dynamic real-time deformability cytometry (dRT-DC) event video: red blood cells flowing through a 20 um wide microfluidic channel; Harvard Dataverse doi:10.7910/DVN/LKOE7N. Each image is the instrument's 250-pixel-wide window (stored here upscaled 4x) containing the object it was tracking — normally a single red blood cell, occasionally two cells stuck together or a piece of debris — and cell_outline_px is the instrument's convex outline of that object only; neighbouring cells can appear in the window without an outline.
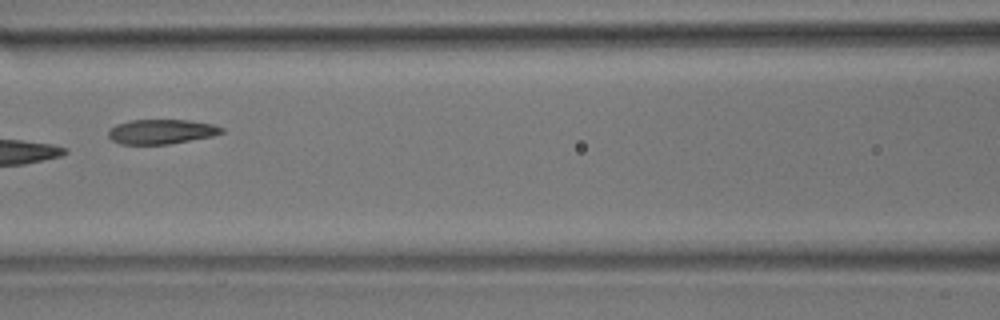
{"species": "common noctule bat (a hibernating species)", "species_latin": "Nyctalus noctula", "temperature_condition": "room temperature", "stored_images_in_passage": 10, "camera_frame_rate_fps": 3000, "um_per_image_px": 0.085, "animal": {"sex": "male", "body_mass_g": 17.9}, "frame": {"image": 1, "passage_image": 7, "time_ms": 2.0, "image_size_px": [1000, 320], "cell_outline_px": [[224, 132], [212, 136], [168, 144], [120, 144], [112, 140], [108, 136], [108, 132], [116, 124], [132, 120], [188, 120], [212, 124], [224, 128]], "centroid_in_image_um": [13.72, 11.19], "position_along_channel_um": 152.9, "area_um2": 16.13}}